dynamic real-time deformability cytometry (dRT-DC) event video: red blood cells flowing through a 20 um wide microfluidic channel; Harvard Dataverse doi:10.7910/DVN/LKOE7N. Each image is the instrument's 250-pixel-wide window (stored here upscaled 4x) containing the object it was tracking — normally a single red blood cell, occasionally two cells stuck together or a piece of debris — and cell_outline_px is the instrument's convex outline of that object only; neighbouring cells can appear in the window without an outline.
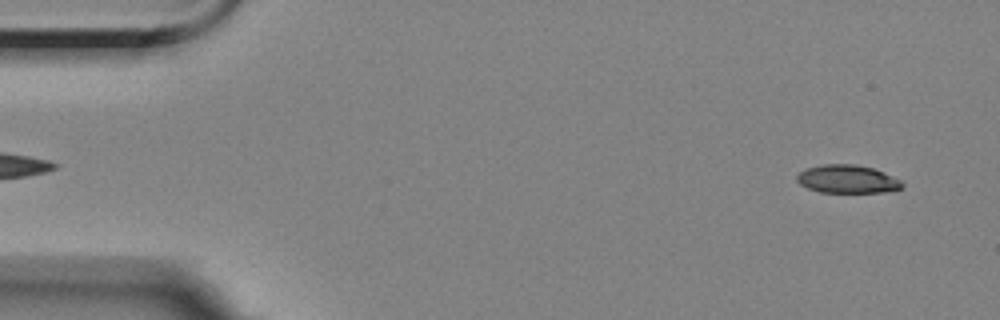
{"species": "Egyptian fruit bat (a non-hibernating species)", "species_latin": "Rousettus aegyptiacus", "temperature_condition": "room temperature", "stored_images_in_passage": 8, "camera_frame_rate_fps": 3000, "um_per_image_px": 0.085, "animal": {"sex": "female"}, "frame": {"image": 1, "passage_image": 1, "time_ms": 0.0, "image_size_px": [1000, 320], "cell_outline_px": [[904, 188], [884, 192], [820, 192], [808, 188], [800, 184], [796, 180], [796, 176], [804, 168], [824, 164], [856, 164], [872, 168], [884, 172], [900, 180], [904, 184]], "centroid_in_image_um": [72.02, 15.22], "position_along_channel_um": 13.0, "area_um2": 17.34}}
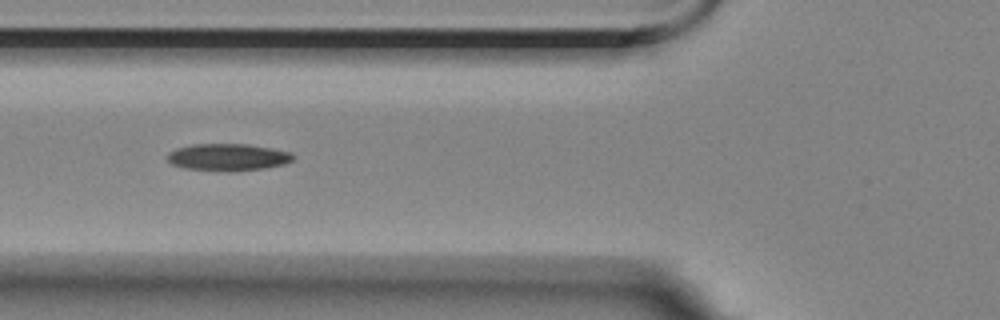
{"frame": {"image": 2, "passage_image": 6, "time_ms": 5.667, "image_size_px": [1000, 320], "cell_outline_px": [[292, 160], [284, 164], [264, 168], [232, 172], [228, 172], [184, 168], [172, 164], [168, 160], [168, 152], [176, 148], [192, 144], [248, 144], [272, 148], [288, 152], [292, 156]], "centroid_in_image_um": [19.33, 13.36], "position_along_channel_um": 106.5, "area_um2": 19.83}}
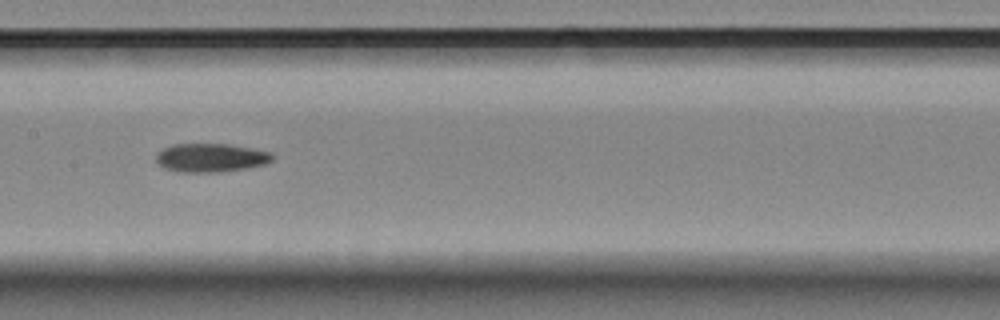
{"frame": {"image": 3, "passage_image": 8, "time_ms": 8.0, "image_size_px": [1000, 320], "cell_outline_px": [[272, 160], [264, 164], [244, 168], [212, 172], [184, 172], [164, 168], [156, 160], [156, 156], [164, 148], [172, 144], [228, 144], [268, 152], [272, 156]], "centroid_in_image_um": [17.87, 13.4], "position_along_channel_um": 189.5, "area_um2": 18.79}}